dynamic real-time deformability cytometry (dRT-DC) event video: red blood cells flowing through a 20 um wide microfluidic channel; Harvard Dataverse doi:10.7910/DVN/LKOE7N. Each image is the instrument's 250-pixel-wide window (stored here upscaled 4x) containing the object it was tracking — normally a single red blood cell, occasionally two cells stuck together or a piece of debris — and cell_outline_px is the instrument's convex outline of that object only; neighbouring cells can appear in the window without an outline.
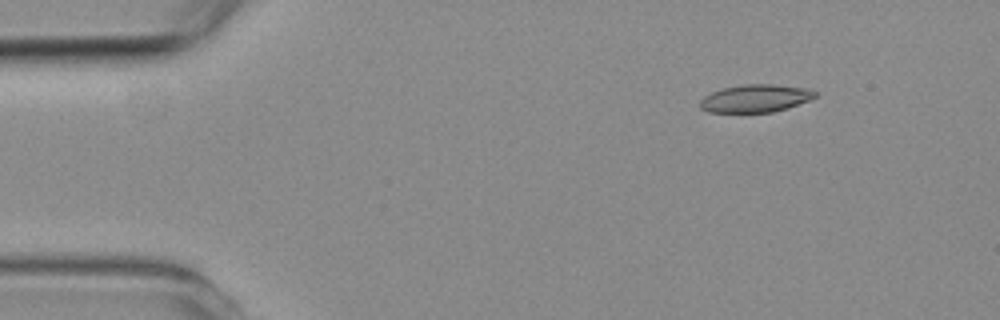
{"species": "common noctule bat (a hibernating species)", "species_latin": "Nyctalus noctula", "temperature_condition": "room temperature", "stored_images_in_passage": 6, "camera_frame_rate_fps": 3000, "um_per_image_px": 0.085, "animal": {"sex": "female", "body_mass_g": 19.3, "forearm_length_mm": 54.1}, "frame": {"image": 1, "passage_image": 3, "time_ms": 17.667, "image_size_px": [1000, 320], "cell_outline_px": [[816, 96], [808, 100], [788, 108], [772, 112], [708, 112], [700, 108], [700, 100], [704, 96], [712, 92], [724, 88], [744, 84], [772, 84], [808, 88], [816, 92]], "centroid_in_image_um": [64.2, 8.36], "position_along_channel_um": 20.8, "area_um2": 18.5}}
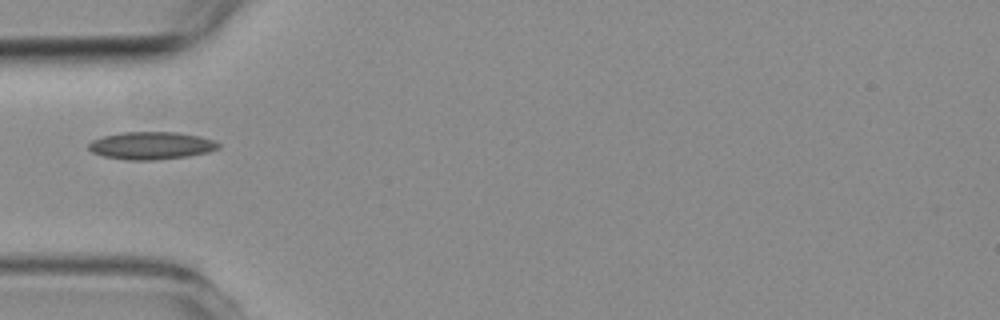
{"frame": {"image": 2, "passage_image": 6, "time_ms": 21.0, "image_size_px": [1000, 320], "cell_outline_px": [[220, 148], [208, 152], [188, 156], [156, 160], [124, 160], [104, 156], [92, 152], [88, 148], [88, 144], [92, 140], [104, 136], [124, 132], [176, 132], [200, 136], [212, 140], [220, 144]], "centroid_in_image_um": [12.85, 12.38], "position_along_channel_um": 72.1, "area_um2": 20.87}}